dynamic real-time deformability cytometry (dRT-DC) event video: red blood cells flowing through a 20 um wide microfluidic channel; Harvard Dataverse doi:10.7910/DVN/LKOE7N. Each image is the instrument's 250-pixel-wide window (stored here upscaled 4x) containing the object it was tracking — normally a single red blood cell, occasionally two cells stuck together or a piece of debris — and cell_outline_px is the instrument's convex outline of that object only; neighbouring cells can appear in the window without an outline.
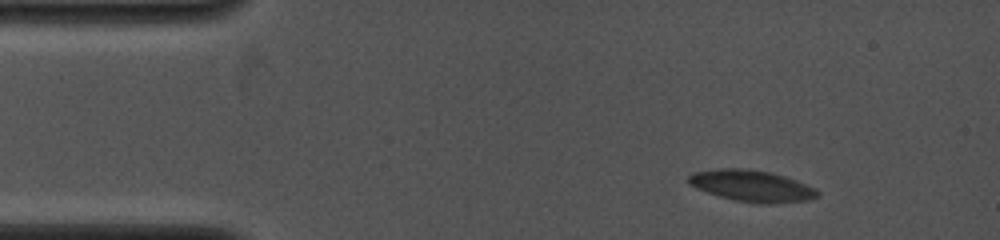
{"species": "common noctule bat (a hibernating species)", "species_latin": "Nyctalus noctula", "temperature_condition": "cold", "stored_images_in_passage": 50, "camera_frame_rate_fps": 4000, "um_per_image_px": 0.085, "animal": {"sex": "female", "body_mass_g": 19.0, "forearm_length_mm": 53.3}, "frame": {"image": 1, "passage_image": 1, "time_ms": 0.0, "image_size_px": [1000, 240], "cell_outline_px": [[820, 196], [808, 200], [776, 204], [760, 204], [736, 200], [720, 196], [696, 188], [688, 184], [688, 176], [692, 172], [720, 168], [744, 168], [768, 172], [784, 176], [796, 180], [816, 188], [820, 192]], "centroid_in_image_um": [63.92, 15.8], "position_along_channel_um": 21.1, "area_um2": 23.76}}
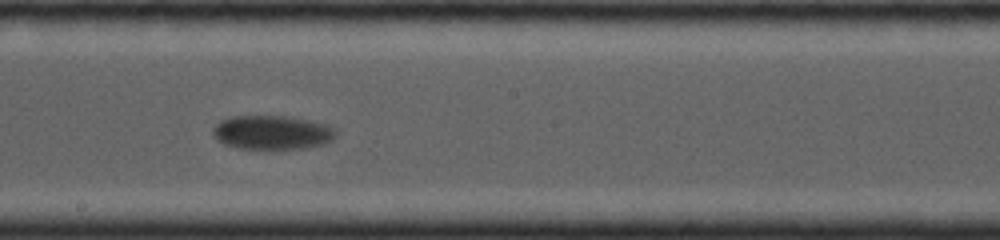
{"frame": {"image": 2, "passage_image": 22, "time_ms": 7.0, "image_size_px": [1000, 240], "cell_outline_px": [[336, 136], [332, 140], [324, 144], [308, 148], [240, 148], [224, 144], [216, 140], [212, 136], [212, 132], [216, 124], [220, 120], [232, 116], [284, 116], [308, 120], [328, 124], [336, 132]], "centroid_in_image_um": [23.12, 11.25], "position_along_channel_um": 225.1, "area_um2": 24.33}}
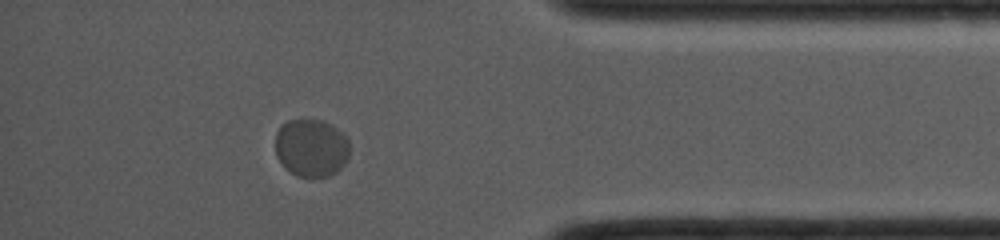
{"frame": {"image": 3, "passage_image": 42, "time_ms": 12.0, "image_size_px": [1000, 240], "cell_outline_px": [[348, 156], [344, 164], [336, 172], [328, 176], [296, 176], [284, 168], [276, 156], [276, 132], [288, 120], [324, 120], [332, 124], [348, 140]], "centroid_in_image_um": [26.44, 12.57], "position_along_channel_um": 408.8, "area_um2": 24.91}}